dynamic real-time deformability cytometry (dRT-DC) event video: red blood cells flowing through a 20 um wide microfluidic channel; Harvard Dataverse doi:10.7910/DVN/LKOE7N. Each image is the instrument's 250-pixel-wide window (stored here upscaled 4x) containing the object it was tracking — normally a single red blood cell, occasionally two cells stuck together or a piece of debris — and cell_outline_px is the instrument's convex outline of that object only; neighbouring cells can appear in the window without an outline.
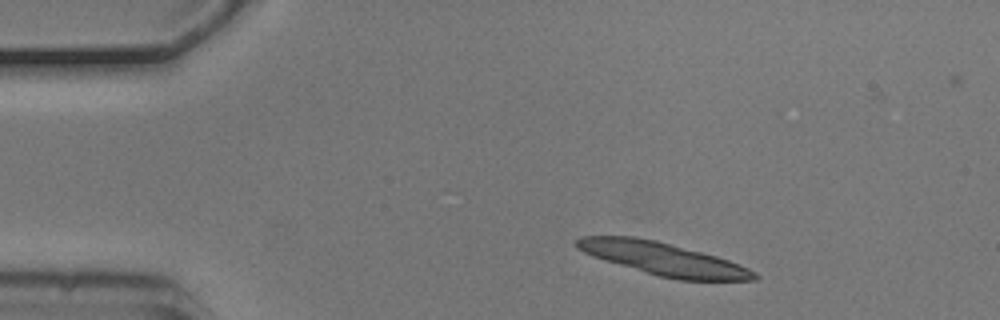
{"species": "common noctule bat (a hibernating species)", "species_latin": "Nyctalus noctula", "temperature_condition": "cold", "stored_images_in_passage": 4, "camera_frame_rate_fps": 3000, "um_per_image_px": 0.085, "animal": {"sex": "male", "body_mass_g": 20.5, "forearm_length_mm": 52.5}, "frame": {"image": 1, "passage_image": 1, "time_ms": 0.0, "image_size_px": [1000, 320], "cell_outline_px": [[760, 276], [756, 280], [680, 280], [660, 276], [604, 260], [592, 256], [576, 248], [576, 240], [580, 236], [636, 236], [656, 240], [716, 256], [728, 260], [748, 268], [756, 272]], "centroid_in_image_um": [56.37, 21.99], "position_along_channel_um": 28.6, "area_um2": 33.58}}